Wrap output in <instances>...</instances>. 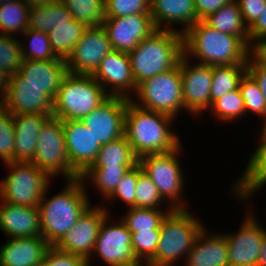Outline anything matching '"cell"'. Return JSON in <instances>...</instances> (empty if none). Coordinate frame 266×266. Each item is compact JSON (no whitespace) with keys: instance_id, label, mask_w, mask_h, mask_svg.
I'll list each match as a JSON object with an SVG mask.
<instances>
[{"instance_id":"obj_50","label":"cell","mask_w":266,"mask_h":266,"mask_svg":"<svg viewBox=\"0 0 266 266\" xmlns=\"http://www.w3.org/2000/svg\"><path fill=\"white\" fill-rule=\"evenodd\" d=\"M250 45L262 37H266V3L263 12L257 20L248 28Z\"/></svg>"},{"instance_id":"obj_16","label":"cell","mask_w":266,"mask_h":266,"mask_svg":"<svg viewBox=\"0 0 266 266\" xmlns=\"http://www.w3.org/2000/svg\"><path fill=\"white\" fill-rule=\"evenodd\" d=\"M112 50L111 42L102 25L88 27L66 60L69 73L92 75L100 61Z\"/></svg>"},{"instance_id":"obj_28","label":"cell","mask_w":266,"mask_h":266,"mask_svg":"<svg viewBox=\"0 0 266 266\" xmlns=\"http://www.w3.org/2000/svg\"><path fill=\"white\" fill-rule=\"evenodd\" d=\"M211 28L241 38L249 47L248 27L245 25L236 0L223 5L203 20Z\"/></svg>"},{"instance_id":"obj_8","label":"cell","mask_w":266,"mask_h":266,"mask_svg":"<svg viewBox=\"0 0 266 266\" xmlns=\"http://www.w3.org/2000/svg\"><path fill=\"white\" fill-rule=\"evenodd\" d=\"M182 144L175 150L168 153L149 154L138 159V164L142 171L148 175L153 183L158 188L161 197L172 208H187V203H184L186 191L184 188L186 182L185 175L181 167L182 158L184 155ZM183 153V154H181Z\"/></svg>"},{"instance_id":"obj_55","label":"cell","mask_w":266,"mask_h":266,"mask_svg":"<svg viewBox=\"0 0 266 266\" xmlns=\"http://www.w3.org/2000/svg\"><path fill=\"white\" fill-rule=\"evenodd\" d=\"M21 1L31 8L33 6H40L41 4L49 3L54 0H21Z\"/></svg>"},{"instance_id":"obj_19","label":"cell","mask_w":266,"mask_h":266,"mask_svg":"<svg viewBox=\"0 0 266 266\" xmlns=\"http://www.w3.org/2000/svg\"><path fill=\"white\" fill-rule=\"evenodd\" d=\"M69 73L66 60H25L19 72L10 75L9 85H34L43 88L53 99Z\"/></svg>"},{"instance_id":"obj_37","label":"cell","mask_w":266,"mask_h":266,"mask_svg":"<svg viewBox=\"0 0 266 266\" xmlns=\"http://www.w3.org/2000/svg\"><path fill=\"white\" fill-rule=\"evenodd\" d=\"M209 110L211 117L220 120L222 123H234L240 119L242 120L244 116L247 118L239 88L215 100Z\"/></svg>"},{"instance_id":"obj_17","label":"cell","mask_w":266,"mask_h":266,"mask_svg":"<svg viewBox=\"0 0 266 266\" xmlns=\"http://www.w3.org/2000/svg\"><path fill=\"white\" fill-rule=\"evenodd\" d=\"M127 98L109 96L81 121L102 146L124 135Z\"/></svg>"},{"instance_id":"obj_30","label":"cell","mask_w":266,"mask_h":266,"mask_svg":"<svg viewBox=\"0 0 266 266\" xmlns=\"http://www.w3.org/2000/svg\"><path fill=\"white\" fill-rule=\"evenodd\" d=\"M134 166L90 167L80 179L87 190L95 187L101 197L106 200L116 189L122 177ZM92 183V184H91ZM91 185H93L91 187Z\"/></svg>"},{"instance_id":"obj_26","label":"cell","mask_w":266,"mask_h":266,"mask_svg":"<svg viewBox=\"0 0 266 266\" xmlns=\"http://www.w3.org/2000/svg\"><path fill=\"white\" fill-rule=\"evenodd\" d=\"M206 228L199 233L183 266H229L225 235Z\"/></svg>"},{"instance_id":"obj_31","label":"cell","mask_w":266,"mask_h":266,"mask_svg":"<svg viewBox=\"0 0 266 266\" xmlns=\"http://www.w3.org/2000/svg\"><path fill=\"white\" fill-rule=\"evenodd\" d=\"M87 28L84 23H80L75 19L69 21L68 24L56 26L48 33L53 53L58 58L67 60Z\"/></svg>"},{"instance_id":"obj_23","label":"cell","mask_w":266,"mask_h":266,"mask_svg":"<svg viewBox=\"0 0 266 266\" xmlns=\"http://www.w3.org/2000/svg\"><path fill=\"white\" fill-rule=\"evenodd\" d=\"M150 15L156 29L183 34L198 20L194 0H151ZM181 29H176L179 26ZM176 26V27H175Z\"/></svg>"},{"instance_id":"obj_25","label":"cell","mask_w":266,"mask_h":266,"mask_svg":"<svg viewBox=\"0 0 266 266\" xmlns=\"http://www.w3.org/2000/svg\"><path fill=\"white\" fill-rule=\"evenodd\" d=\"M0 231L8 239L41 236L39 208L13 205L0 200Z\"/></svg>"},{"instance_id":"obj_48","label":"cell","mask_w":266,"mask_h":266,"mask_svg":"<svg viewBox=\"0 0 266 266\" xmlns=\"http://www.w3.org/2000/svg\"><path fill=\"white\" fill-rule=\"evenodd\" d=\"M233 1L234 0H194L198 20L203 21L223 5H226Z\"/></svg>"},{"instance_id":"obj_42","label":"cell","mask_w":266,"mask_h":266,"mask_svg":"<svg viewBox=\"0 0 266 266\" xmlns=\"http://www.w3.org/2000/svg\"><path fill=\"white\" fill-rule=\"evenodd\" d=\"M0 160L3 164L15 161L13 114L0 105Z\"/></svg>"},{"instance_id":"obj_52","label":"cell","mask_w":266,"mask_h":266,"mask_svg":"<svg viewBox=\"0 0 266 266\" xmlns=\"http://www.w3.org/2000/svg\"><path fill=\"white\" fill-rule=\"evenodd\" d=\"M10 75L0 68V101L5 97L9 86Z\"/></svg>"},{"instance_id":"obj_43","label":"cell","mask_w":266,"mask_h":266,"mask_svg":"<svg viewBox=\"0 0 266 266\" xmlns=\"http://www.w3.org/2000/svg\"><path fill=\"white\" fill-rule=\"evenodd\" d=\"M132 250L137 259L149 262L155 255L160 229L140 230L131 232Z\"/></svg>"},{"instance_id":"obj_53","label":"cell","mask_w":266,"mask_h":266,"mask_svg":"<svg viewBox=\"0 0 266 266\" xmlns=\"http://www.w3.org/2000/svg\"><path fill=\"white\" fill-rule=\"evenodd\" d=\"M257 266H266V235L264 236Z\"/></svg>"},{"instance_id":"obj_15","label":"cell","mask_w":266,"mask_h":266,"mask_svg":"<svg viewBox=\"0 0 266 266\" xmlns=\"http://www.w3.org/2000/svg\"><path fill=\"white\" fill-rule=\"evenodd\" d=\"M109 96L132 99L135 84L128 53L112 50L99 63L91 75ZM133 93V95H132Z\"/></svg>"},{"instance_id":"obj_22","label":"cell","mask_w":266,"mask_h":266,"mask_svg":"<svg viewBox=\"0 0 266 266\" xmlns=\"http://www.w3.org/2000/svg\"><path fill=\"white\" fill-rule=\"evenodd\" d=\"M53 98L41 87L9 85L0 105L11 114H45L52 116Z\"/></svg>"},{"instance_id":"obj_57","label":"cell","mask_w":266,"mask_h":266,"mask_svg":"<svg viewBox=\"0 0 266 266\" xmlns=\"http://www.w3.org/2000/svg\"><path fill=\"white\" fill-rule=\"evenodd\" d=\"M13 1H18V0H0V5L8 3V2H13Z\"/></svg>"},{"instance_id":"obj_7","label":"cell","mask_w":266,"mask_h":266,"mask_svg":"<svg viewBox=\"0 0 266 266\" xmlns=\"http://www.w3.org/2000/svg\"><path fill=\"white\" fill-rule=\"evenodd\" d=\"M8 174L0 180V200L28 207H38L52 178L32 162L3 164Z\"/></svg>"},{"instance_id":"obj_29","label":"cell","mask_w":266,"mask_h":266,"mask_svg":"<svg viewBox=\"0 0 266 266\" xmlns=\"http://www.w3.org/2000/svg\"><path fill=\"white\" fill-rule=\"evenodd\" d=\"M72 15L60 0L30 8L28 28L44 33L51 32L60 24H68Z\"/></svg>"},{"instance_id":"obj_36","label":"cell","mask_w":266,"mask_h":266,"mask_svg":"<svg viewBox=\"0 0 266 266\" xmlns=\"http://www.w3.org/2000/svg\"><path fill=\"white\" fill-rule=\"evenodd\" d=\"M73 19L87 27L102 25L105 19V0H60Z\"/></svg>"},{"instance_id":"obj_5","label":"cell","mask_w":266,"mask_h":266,"mask_svg":"<svg viewBox=\"0 0 266 266\" xmlns=\"http://www.w3.org/2000/svg\"><path fill=\"white\" fill-rule=\"evenodd\" d=\"M188 208H173L160 227V237L154 257L148 266H177L184 262L199 233L206 226Z\"/></svg>"},{"instance_id":"obj_9","label":"cell","mask_w":266,"mask_h":266,"mask_svg":"<svg viewBox=\"0 0 266 266\" xmlns=\"http://www.w3.org/2000/svg\"><path fill=\"white\" fill-rule=\"evenodd\" d=\"M130 100L139 107L170 115L177 120L184 111L179 64L141 82Z\"/></svg>"},{"instance_id":"obj_34","label":"cell","mask_w":266,"mask_h":266,"mask_svg":"<svg viewBox=\"0 0 266 266\" xmlns=\"http://www.w3.org/2000/svg\"><path fill=\"white\" fill-rule=\"evenodd\" d=\"M29 13L30 7L21 0L1 4L0 34L22 35L28 29Z\"/></svg>"},{"instance_id":"obj_13","label":"cell","mask_w":266,"mask_h":266,"mask_svg":"<svg viewBox=\"0 0 266 266\" xmlns=\"http://www.w3.org/2000/svg\"><path fill=\"white\" fill-rule=\"evenodd\" d=\"M191 62L184 55L179 61L184 111L192 117L201 118L211 107L212 66Z\"/></svg>"},{"instance_id":"obj_51","label":"cell","mask_w":266,"mask_h":266,"mask_svg":"<svg viewBox=\"0 0 266 266\" xmlns=\"http://www.w3.org/2000/svg\"><path fill=\"white\" fill-rule=\"evenodd\" d=\"M249 55L258 63L266 66V37L255 40L249 49Z\"/></svg>"},{"instance_id":"obj_4","label":"cell","mask_w":266,"mask_h":266,"mask_svg":"<svg viewBox=\"0 0 266 266\" xmlns=\"http://www.w3.org/2000/svg\"><path fill=\"white\" fill-rule=\"evenodd\" d=\"M183 55V34L156 29L128 53L135 84L175 68Z\"/></svg>"},{"instance_id":"obj_6","label":"cell","mask_w":266,"mask_h":266,"mask_svg":"<svg viewBox=\"0 0 266 266\" xmlns=\"http://www.w3.org/2000/svg\"><path fill=\"white\" fill-rule=\"evenodd\" d=\"M108 97L91 75L68 73L53 100L52 116L62 121L82 120Z\"/></svg>"},{"instance_id":"obj_21","label":"cell","mask_w":266,"mask_h":266,"mask_svg":"<svg viewBox=\"0 0 266 266\" xmlns=\"http://www.w3.org/2000/svg\"><path fill=\"white\" fill-rule=\"evenodd\" d=\"M257 147L250 153L248 162L243 172L235 181H232L228 188L237 202H250L251 199L257 195V192H261L262 188L266 186V137H259L256 140ZM232 194V195H231Z\"/></svg>"},{"instance_id":"obj_33","label":"cell","mask_w":266,"mask_h":266,"mask_svg":"<svg viewBox=\"0 0 266 266\" xmlns=\"http://www.w3.org/2000/svg\"><path fill=\"white\" fill-rule=\"evenodd\" d=\"M136 164H138V158L123 135L117 140L102 145L97 159L91 167L135 166Z\"/></svg>"},{"instance_id":"obj_41","label":"cell","mask_w":266,"mask_h":266,"mask_svg":"<svg viewBox=\"0 0 266 266\" xmlns=\"http://www.w3.org/2000/svg\"><path fill=\"white\" fill-rule=\"evenodd\" d=\"M23 56L17 36L0 34V68L9 75L19 72Z\"/></svg>"},{"instance_id":"obj_12","label":"cell","mask_w":266,"mask_h":266,"mask_svg":"<svg viewBox=\"0 0 266 266\" xmlns=\"http://www.w3.org/2000/svg\"><path fill=\"white\" fill-rule=\"evenodd\" d=\"M110 215L111 212L101 223L94 250L87 260L88 266L93 265L91 261H93L95 255L107 266L137 260L132 250L131 232L124 222L121 219L119 220V217H117L118 221L113 223L114 220H112Z\"/></svg>"},{"instance_id":"obj_1","label":"cell","mask_w":266,"mask_h":266,"mask_svg":"<svg viewBox=\"0 0 266 266\" xmlns=\"http://www.w3.org/2000/svg\"><path fill=\"white\" fill-rule=\"evenodd\" d=\"M170 115L144 109L128 100L124 136L139 159L149 154L168 153L182 144Z\"/></svg>"},{"instance_id":"obj_49","label":"cell","mask_w":266,"mask_h":266,"mask_svg":"<svg viewBox=\"0 0 266 266\" xmlns=\"http://www.w3.org/2000/svg\"><path fill=\"white\" fill-rule=\"evenodd\" d=\"M247 72L259 85V88L266 101V66L258 64L250 55L247 61Z\"/></svg>"},{"instance_id":"obj_45","label":"cell","mask_w":266,"mask_h":266,"mask_svg":"<svg viewBox=\"0 0 266 266\" xmlns=\"http://www.w3.org/2000/svg\"><path fill=\"white\" fill-rule=\"evenodd\" d=\"M151 0H105V18L150 13Z\"/></svg>"},{"instance_id":"obj_27","label":"cell","mask_w":266,"mask_h":266,"mask_svg":"<svg viewBox=\"0 0 266 266\" xmlns=\"http://www.w3.org/2000/svg\"><path fill=\"white\" fill-rule=\"evenodd\" d=\"M50 117L45 114H13L15 162H32L38 134Z\"/></svg>"},{"instance_id":"obj_18","label":"cell","mask_w":266,"mask_h":266,"mask_svg":"<svg viewBox=\"0 0 266 266\" xmlns=\"http://www.w3.org/2000/svg\"><path fill=\"white\" fill-rule=\"evenodd\" d=\"M113 50L129 53L156 30L150 13L105 18L102 22Z\"/></svg>"},{"instance_id":"obj_10","label":"cell","mask_w":266,"mask_h":266,"mask_svg":"<svg viewBox=\"0 0 266 266\" xmlns=\"http://www.w3.org/2000/svg\"><path fill=\"white\" fill-rule=\"evenodd\" d=\"M32 163L52 179L59 175L63 180L80 178L70 166L62 120L52 116L44 123Z\"/></svg>"},{"instance_id":"obj_3","label":"cell","mask_w":266,"mask_h":266,"mask_svg":"<svg viewBox=\"0 0 266 266\" xmlns=\"http://www.w3.org/2000/svg\"><path fill=\"white\" fill-rule=\"evenodd\" d=\"M250 47L239 37L217 31L197 21L183 33L184 56L199 64H247Z\"/></svg>"},{"instance_id":"obj_39","label":"cell","mask_w":266,"mask_h":266,"mask_svg":"<svg viewBox=\"0 0 266 266\" xmlns=\"http://www.w3.org/2000/svg\"><path fill=\"white\" fill-rule=\"evenodd\" d=\"M135 207L150 209H173L160 195L151 178L138 164V180L135 192ZM166 203V204H165ZM165 205H167L165 207ZM164 207V208H163Z\"/></svg>"},{"instance_id":"obj_14","label":"cell","mask_w":266,"mask_h":266,"mask_svg":"<svg viewBox=\"0 0 266 266\" xmlns=\"http://www.w3.org/2000/svg\"><path fill=\"white\" fill-rule=\"evenodd\" d=\"M90 205L74 226L54 245L59 250L88 260L95 247L99 229L109 210L104 202Z\"/></svg>"},{"instance_id":"obj_54","label":"cell","mask_w":266,"mask_h":266,"mask_svg":"<svg viewBox=\"0 0 266 266\" xmlns=\"http://www.w3.org/2000/svg\"><path fill=\"white\" fill-rule=\"evenodd\" d=\"M112 266H148V263L143 261V260H133L130 262H126V263H119L116 265H112Z\"/></svg>"},{"instance_id":"obj_11","label":"cell","mask_w":266,"mask_h":266,"mask_svg":"<svg viewBox=\"0 0 266 266\" xmlns=\"http://www.w3.org/2000/svg\"><path fill=\"white\" fill-rule=\"evenodd\" d=\"M240 203V206L242 203L246 206V211L238 231L223 232L228 245L229 266H257L266 228L260 224L256 213L248 208L249 203Z\"/></svg>"},{"instance_id":"obj_47","label":"cell","mask_w":266,"mask_h":266,"mask_svg":"<svg viewBox=\"0 0 266 266\" xmlns=\"http://www.w3.org/2000/svg\"><path fill=\"white\" fill-rule=\"evenodd\" d=\"M239 4L242 19L249 28L263 12L266 0H236Z\"/></svg>"},{"instance_id":"obj_24","label":"cell","mask_w":266,"mask_h":266,"mask_svg":"<svg viewBox=\"0 0 266 266\" xmlns=\"http://www.w3.org/2000/svg\"><path fill=\"white\" fill-rule=\"evenodd\" d=\"M50 246L42 236L6 239L0 246V266H38Z\"/></svg>"},{"instance_id":"obj_2","label":"cell","mask_w":266,"mask_h":266,"mask_svg":"<svg viewBox=\"0 0 266 266\" xmlns=\"http://www.w3.org/2000/svg\"><path fill=\"white\" fill-rule=\"evenodd\" d=\"M64 188L48 197L45 190L39 203L41 236L54 246L77 222L79 217L91 205L83 181L80 178L65 180Z\"/></svg>"},{"instance_id":"obj_40","label":"cell","mask_w":266,"mask_h":266,"mask_svg":"<svg viewBox=\"0 0 266 266\" xmlns=\"http://www.w3.org/2000/svg\"><path fill=\"white\" fill-rule=\"evenodd\" d=\"M239 90L244 101L246 115L255 114L260 116L259 119H263L266 116V101L259 85L248 72L241 78Z\"/></svg>"},{"instance_id":"obj_35","label":"cell","mask_w":266,"mask_h":266,"mask_svg":"<svg viewBox=\"0 0 266 266\" xmlns=\"http://www.w3.org/2000/svg\"><path fill=\"white\" fill-rule=\"evenodd\" d=\"M170 210L129 207L125 214L120 216V219L130 232L160 229L162 220Z\"/></svg>"},{"instance_id":"obj_38","label":"cell","mask_w":266,"mask_h":266,"mask_svg":"<svg viewBox=\"0 0 266 266\" xmlns=\"http://www.w3.org/2000/svg\"><path fill=\"white\" fill-rule=\"evenodd\" d=\"M23 37L19 38L21 44V52L25 60H54L58 58L52 51L48 38V33L27 29ZM26 40V42L24 41ZM28 45V46H27Z\"/></svg>"},{"instance_id":"obj_56","label":"cell","mask_w":266,"mask_h":266,"mask_svg":"<svg viewBox=\"0 0 266 266\" xmlns=\"http://www.w3.org/2000/svg\"><path fill=\"white\" fill-rule=\"evenodd\" d=\"M261 121H263L264 123L262 124L263 127H261L262 128L260 131L261 133L259 132L260 135L258 134V136L259 137H266V116Z\"/></svg>"},{"instance_id":"obj_20","label":"cell","mask_w":266,"mask_h":266,"mask_svg":"<svg viewBox=\"0 0 266 266\" xmlns=\"http://www.w3.org/2000/svg\"><path fill=\"white\" fill-rule=\"evenodd\" d=\"M62 123L70 166L80 177L94 164L102 146L81 120Z\"/></svg>"},{"instance_id":"obj_46","label":"cell","mask_w":266,"mask_h":266,"mask_svg":"<svg viewBox=\"0 0 266 266\" xmlns=\"http://www.w3.org/2000/svg\"><path fill=\"white\" fill-rule=\"evenodd\" d=\"M38 266H88L85 258L50 246Z\"/></svg>"},{"instance_id":"obj_32","label":"cell","mask_w":266,"mask_h":266,"mask_svg":"<svg viewBox=\"0 0 266 266\" xmlns=\"http://www.w3.org/2000/svg\"><path fill=\"white\" fill-rule=\"evenodd\" d=\"M247 72V64L212 66L210 106L218 98L239 88L241 78Z\"/></svg>"},{"instance_id":"obj_44","label":"cell","mask_w":266,"mask_h":266,"mask_svg":"<svg viewBox=\"0 0 266 266\" xmlns=\"http://www.w3.org/2000/svg\"><path fill=\"white\" fill-rule=\"evenodd\" d=\"M138 180V164L132 167L120 180L117 184L114 192L105 200L108 203H113L118 200L123 202V205L126 204L127 208L135 207V192H136V183Z\"/></svg>"}]
</instances>
